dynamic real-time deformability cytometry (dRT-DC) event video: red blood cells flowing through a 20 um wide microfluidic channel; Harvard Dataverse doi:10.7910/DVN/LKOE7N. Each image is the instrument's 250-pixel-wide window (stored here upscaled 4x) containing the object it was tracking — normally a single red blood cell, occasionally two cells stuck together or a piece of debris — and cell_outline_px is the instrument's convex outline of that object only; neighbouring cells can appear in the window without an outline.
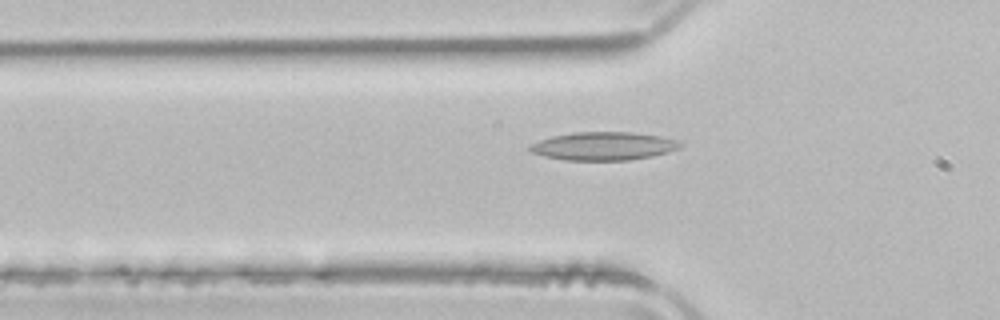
{"species": "common noctule bat (a hibernating species)", "species_latin": "Nyctalus noctula", "temperature_condition": "room temperature", "stored_images_in_passage": 33, "camera_frame_rate_fps": 3000, "um_per_image_px": 0.085, "animal": {"sex": "male", "body_mass_g": 21.5, "forearm_length_mm": 52.0}, "frame": {"image": 1, "passage_image": 5, "time_ms": 1.333, "image_size_px": [1000, 320], "cell_outline_px": [[684, 144], [680, 148], [668, 152], [652, 156], [628, 160], [564, 160], [544, 156], [532, 152], [528, 148], [528, 144], [552, 136], [576, 132], [632, 132], [664, 136], [680, 140]], "centroid_in_image_um": [51.35, 12.41], "position_along_channel_um": 74.5, "area_um2": 24.97}}
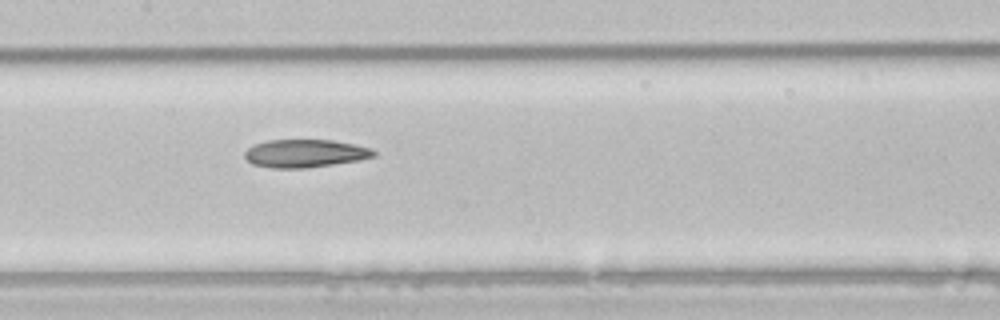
{"frame": {"image": 2, "passage_image": 13, "time_ms": 4.0, "image_size_px": [1000, 320], "cell_outline_px": [[376, 156], [360, 160], [304, 168], [272, 168], [252, 164], [244, 156], [244, 152], [252, 144], [268, 140], [332, 140], [372, 148], [376, 152]], "centroid_in_image_um": [25.91, 13.03], "position_along_channel_um": 181.5, "area_um2": 21.04}}
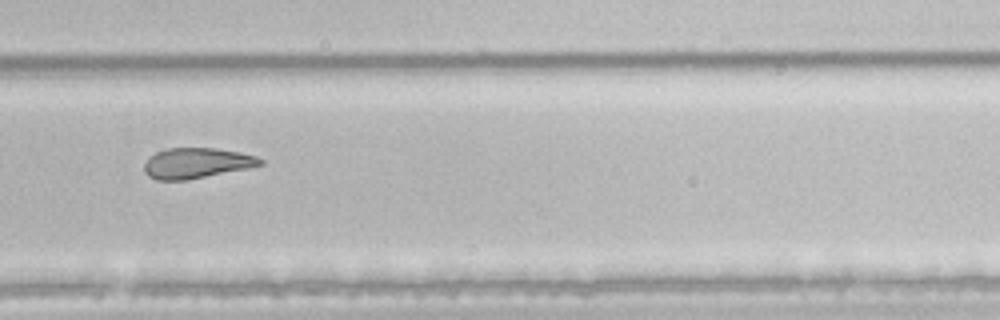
{"frame": {"image": 3, "passage_image": 23, "time_ms": 7.333, "image_size_px": [1000, 320], "cell_outline_px": [[264, 164], [248, 168], [188, 180], [156, 180], [148, 176], [144, 172], [144, 164], [156, 152], [168, 148], [216, 148], [240, 152], [256, 156], [264, 160]], "centroid_in_image_um": [16.73, 13.87], "position_along_channel_um": 313.1, "area_um2": 20.58}, "authors_computed_cell_mechanics": {"area_um2": 22.0218, "velocity_mm_per_s": 3.9742, "shape_relaxation_time_tau1_ms": null, "shape_relaxation_time_tau2_ms": 6.237, "deformation_change_tau1": null, "deformation_change_tau2": 0.1557}}